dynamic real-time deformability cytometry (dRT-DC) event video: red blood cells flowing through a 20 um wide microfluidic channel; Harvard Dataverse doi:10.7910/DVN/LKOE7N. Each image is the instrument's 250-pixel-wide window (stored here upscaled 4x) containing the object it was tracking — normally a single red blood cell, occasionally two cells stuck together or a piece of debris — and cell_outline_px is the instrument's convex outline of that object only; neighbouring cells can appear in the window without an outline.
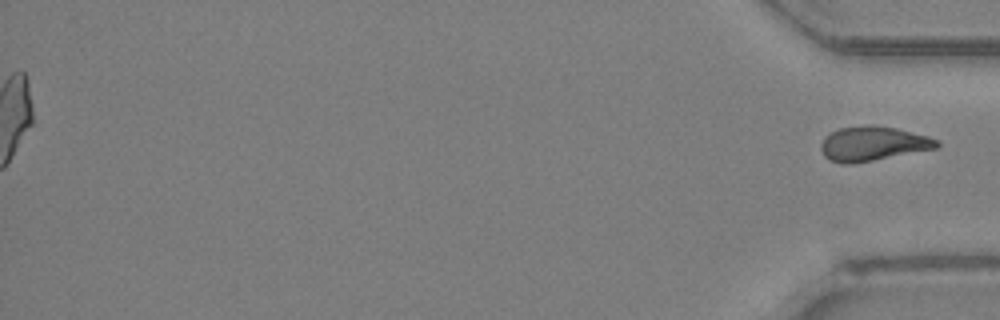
{"species": "Egyptian fruit bat (a non-hibernating species)", "species_latin": "Rousettus aegyptiacus", "temperature_condition": "room temperature", "stored_images_in_passage": 35, "segment_of_instrument_passage": [2, 2], "camera_frame_rate_fps": 3000, "um_per_image_px": 0.085, "animal": {"sex": "female"}, "frame": {"image": 1, "passage_image": 35, "time_ms": 11.333, "image_size_px": [1000, 320], "cell_outline_px": [[940, 144], [936, 148], [852, 164], [844, 164], [828, 160], [824, 156], [820, 148], [820, 144], [824, 136], [840, 128], [864, 124], [872, 124], [896, 128], [928, 136], [936, 140]], "centroid_in_image_um": [74.14, 12.2], "position_along_channel_um": 361.1, "area_um2": 23.29}}